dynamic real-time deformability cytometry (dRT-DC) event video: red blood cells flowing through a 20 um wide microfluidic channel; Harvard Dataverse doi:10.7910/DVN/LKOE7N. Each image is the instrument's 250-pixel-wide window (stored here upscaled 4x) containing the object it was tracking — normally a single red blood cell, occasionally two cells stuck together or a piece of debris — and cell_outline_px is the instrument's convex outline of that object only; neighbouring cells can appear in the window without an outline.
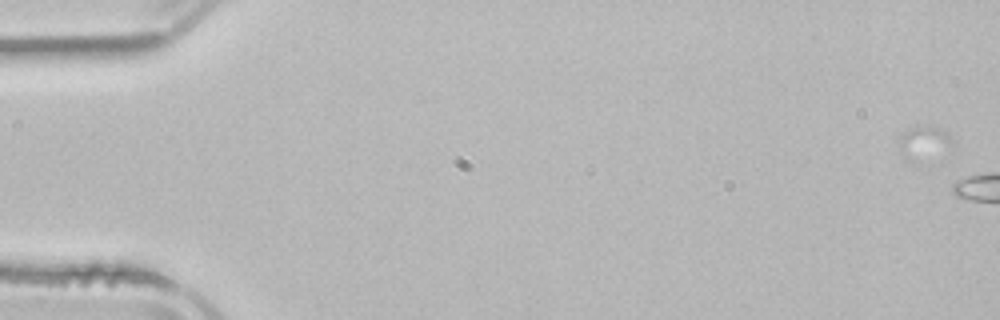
{"species": "common noctule bat (a hibernating species)", "species_latin": "Nyctalus noctula", "temperature_condition": "room temperature", "stored_images_in_passage": 5, "segment_of_instrument_passage": [1, 2], "camera_frame_rate_fps": 3000, "um_per_image_px": 0.085, "animal": {"sex": "male", "body_mass_g": 21.5, "forearm_length_mm": 52.0}, "frame": {"image": 1, "passage_image": 1, "time_ms": 0.0, "image_size_px": [1000, 320], "cell_outline_px": [[952, 148], [912, 160], [904, 156], [900, 148], [900, 136], [908, 128], [916, 124], [932, 124], [948, 132], [952, 140]], "centroid_in_image_um": [78.56, 11.99], "position_along_channel_um": 6.4, "area_um2": 10.06}}